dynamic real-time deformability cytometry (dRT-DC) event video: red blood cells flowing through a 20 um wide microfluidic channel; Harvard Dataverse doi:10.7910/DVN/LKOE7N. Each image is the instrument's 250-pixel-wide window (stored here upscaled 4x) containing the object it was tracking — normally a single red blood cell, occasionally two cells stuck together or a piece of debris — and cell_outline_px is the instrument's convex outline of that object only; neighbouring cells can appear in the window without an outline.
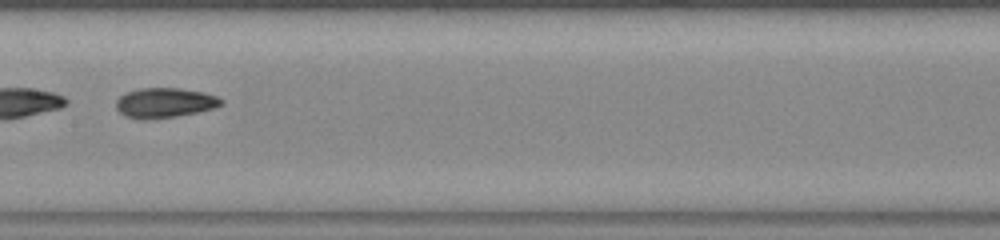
{"species": "common noctule bat (a hibernating species)", "species_latin": "Nyctalus noctula", "temperature_condition": "warm", "stored_images_in_passage": 36, "camera_frame_rate_fps": 3000, "um_per_image_px": 0.085, "animal": {"sex": "female", "body_mass_g": 23.0, "forearm_length_mm": 53.4}, "frame": {"image": 1, "passage_image": 11, "time_ms": 3.333, "image_size_px": [1000, 240], "cell_outline_px": [[224, 104], [212, 108], [196, 112], [176, 116], [144, 120], [140, 120], [128, 116], [120, 112], [116, 108], [116, 100], [120, 96], [128, 92], [140, 88], [176, 88], [204, 92], [216, 96], [224, 100]], "centroid_in_image_um": [14.0, 8.73], "position_along_channel_um": 193.4, "area_um2": 18.15}}